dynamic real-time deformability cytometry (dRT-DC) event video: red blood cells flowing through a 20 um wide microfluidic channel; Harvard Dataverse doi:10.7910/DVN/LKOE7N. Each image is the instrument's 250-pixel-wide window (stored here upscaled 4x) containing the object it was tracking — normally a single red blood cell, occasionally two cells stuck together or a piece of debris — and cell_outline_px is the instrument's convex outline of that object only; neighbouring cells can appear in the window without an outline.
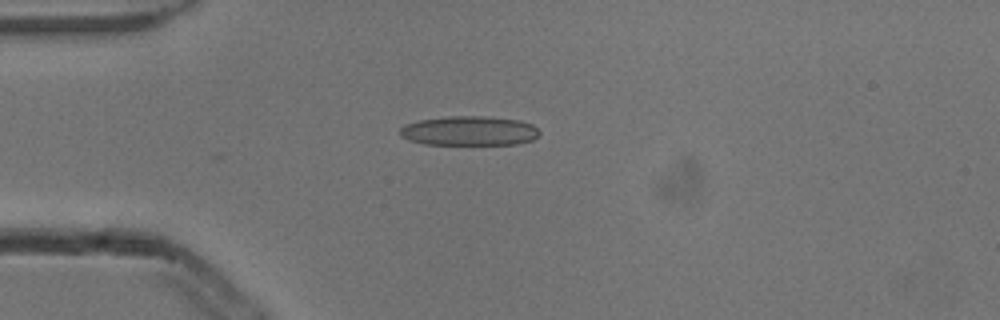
{"species": "common noctule bat (a hibernating species)", "species_latin": "Nyctalus noctula", "temperature_condition": "cold", "stored_images_in_passage": 1, "camera_frame_rate_fps": 3000, "um_per_image_px": 0.085, "animal": {"sex": "male", "body_mass_g": 13.3}, "frame": {"image": 1, "passage_image": 1, "time_ms": 0.0, "image_size_px": [1000, 320], "cell_outline_px": [[540, 132], [532, 140], [516, 144], [424, 144], [408, 140], [400, 136], [400, 128], [404, 124], [420, 120], [448, 116], [484, 116], [520, 120], [532, 124]], "centroid_in_image_um": [39.86, 11.12], "position_along_channel_um": 45.1, "area_um2": 23.93}}